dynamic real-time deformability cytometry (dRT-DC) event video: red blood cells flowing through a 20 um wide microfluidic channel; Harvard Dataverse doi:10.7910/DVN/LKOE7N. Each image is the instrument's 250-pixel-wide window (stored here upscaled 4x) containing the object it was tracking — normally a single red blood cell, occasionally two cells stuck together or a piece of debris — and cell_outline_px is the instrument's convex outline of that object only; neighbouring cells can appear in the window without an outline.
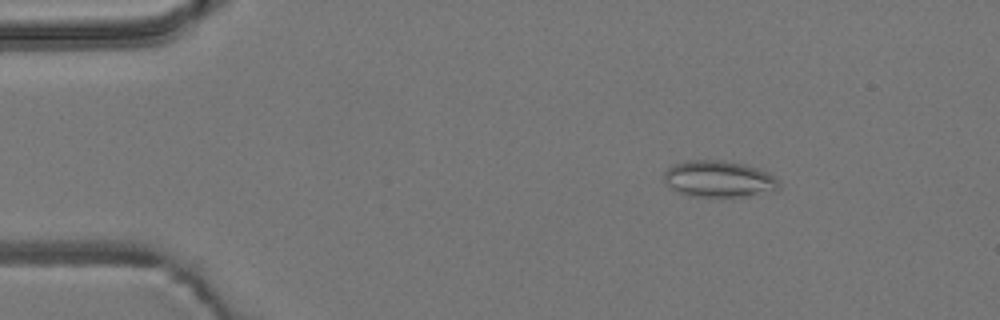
{"species": "common noctule bat (a hibernating species)", "species_latin": "Nyctalus noctula", "temperature_condition": "room temperature", "stored_images_in_passage": 53, "camera_frame_rate_fps": 3000, "um_per_image_px": 0.085, "animal": {"sex": "male", "body_mass_g": 19.2, "forearm_length_mm": 51.8}, "frame": {"image": 1, "passage_image": 7, "time_ms": 2.0, "image_size_px": [1000, 320], "cell_outline_px": [[780, 188], [744, 196], [688, 196], [668, 188], [664, 180], [664, 172], [668, 168], [676, 164], [692, 160], [724, 160], [744, 164], [768, 172], [780, 180]], "centroid_in_image_um": [61.07, 15.2], "position_along_channel_um": 23.9, "area_um2": 24.28}}
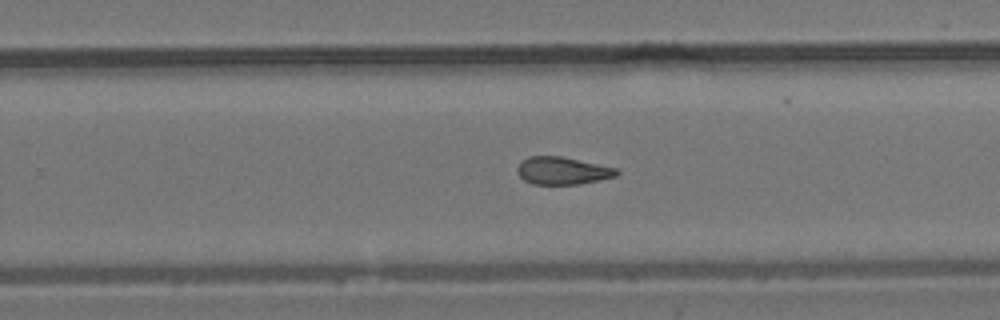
{"frame": {"image": 2, "passage_image": 33, "time_ms": 10.667, "image_size_px": [1000, 320], "cell_outline_px": [[620, 172], [616, 176], [600, 180], [580, 184], [532, 184], [524, 180], [516, 172], [516, 168], [528, 156], [560, 156], [616, 168]], "centroid_in_image_um": [47.8, 14.52], "position_along_channel_um": 282.0, "area_um2": 15.84}}
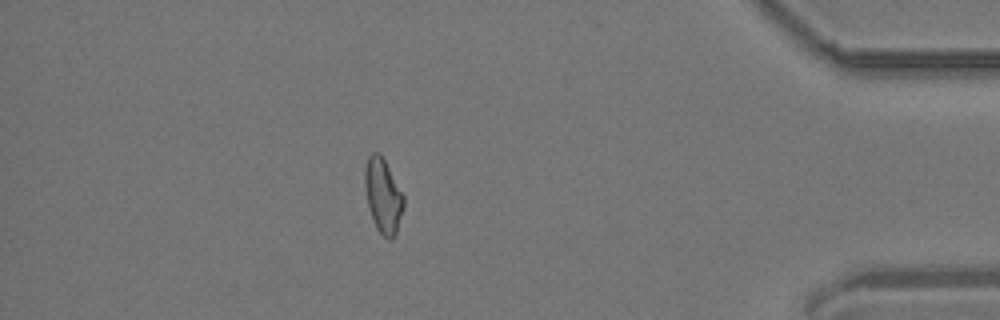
{"frame": {"image": 3, "passage_image": 46, "time_ms": 15.0, "image_size_px": [1000, 320], "cell_outline_px": [[404, 208], [396, 232], [392, 240], [388, 240], [376, 228], [372, 220], [368, 204], [364, 184], [364, 168], [368, 156], [372, 152], [380, 152], [404, 196]], "centroid_in_image_um": [32.55, 16.63], "position_along_channel_um": 402.7, "area_um2": 16.88}, "authors_computed_cell_mechanics": {"area_um2": 16.9354, "velocity_mm_per_s": 3.8349, "shape_relaxation_time_tau1_ms": null, "shape_relaxation_time_tau2_ms": 2.942, "deformation_change_tau1": null, "deformation_change_tau2": 0.0999}}